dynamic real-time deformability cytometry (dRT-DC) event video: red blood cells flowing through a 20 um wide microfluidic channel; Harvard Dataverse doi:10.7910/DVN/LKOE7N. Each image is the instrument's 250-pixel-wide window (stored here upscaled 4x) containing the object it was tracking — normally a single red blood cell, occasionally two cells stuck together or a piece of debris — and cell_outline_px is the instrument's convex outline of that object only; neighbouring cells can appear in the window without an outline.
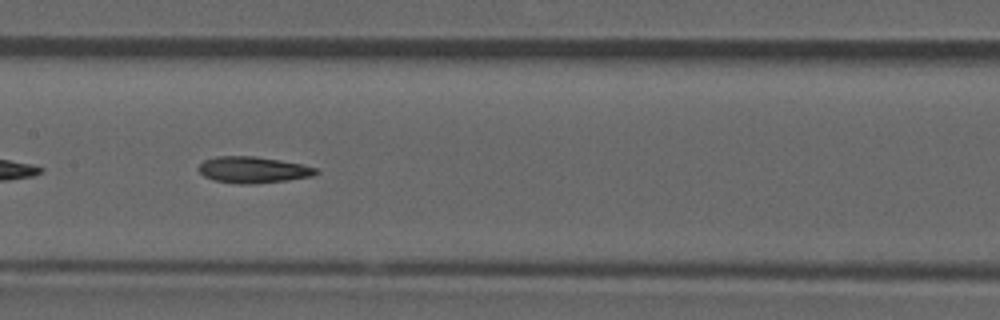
{"species": "common noctule bat (a hibernating species)", "species_latin": "Nyctalus noctula", "temperature_condition": "room temperature", "stored_images_in_passage": 37, "camera_frame_rate_fps": 3000, "um_per_image_px": 0.085, "animal": {"sex": "male", "forearm_length_mm": 52.5}, "frame": {"image": 1, "passage_image": 11, "time_ms": 3.333, "image_size_px": [1000, 320], "cell_outline_px": [[320, 172], [312, 176], [288, 180], [256, 184], [240, 184], [212, 180], [204, 176], [196, 168], [204, 160], [216, 156], [256, 156], [280, 160], [300, 164], [316, 168]], "centroid_in_image_um": [21.48, 14.44], "position_along_channel_um": 185.9, "area_um2": 18.15}, "authors_computed_cell_mechanics": {"area_um2": 17.6868, "velocity_mm_per_s": 3.943, "shape_relaxation_time_tau1_ms": null, "shape_relaxation_time_tau2_ms": 4.6999, "deformation_change_tau1": null, "deformation_change_tau2": 0.1277}}